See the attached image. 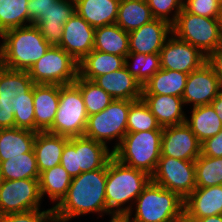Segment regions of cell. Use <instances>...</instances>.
Instances as JSON below:
<instances>
[{"label": "cell", "instance_id": "obj_1", "mask_svg": "<svg viewBox=\"0 0 222 222\" xmlns=\"http://www.w3.org/2000/svg\"><path fill=\"white\" fill-rule=\"evenodd\" d=\"M107 164L100 169L73 177L67 195L54 207L56 222H69L82 215H107L105 188Z\"/></svg>", "mask_w": 222, "mask_h": 222}, {"label": "cell", "instance_id": "obj_2", "mask_svg": "<svg viewBox=\"0 0 222 222\" xmlns=\"http://www.w3.org/2000/svg\"><path fill=\"white\" fill-rule=\"evenodd\" d=\"M150 180L151 176L144 171L126 166L112 157L107 163V215L110 218L125 217Z\"/></svg>", "mask_w": 222, "mask_h": 222}, {"label": "cell", "instance_id": "obj_3", "mask_svg": "<svg viewBox=\"0 0 222 222\" xmlns=\"http://www.w3.org/2000/svg\"><path fill=\"white\" fill-rule=\"evenodd\" d=\"M125 218L129 222H182L184 200L150 180Z\"/></svg>", "mask_w": 222, "mask_h": 222}, {"label": "cell", "instance_id": "obj_4", "mask_svg": "<svg viewBox=\"0 0 222 222\" xmlns=\"http://www.w3.org/2000/svg\"><path fill=\"white\" fill-rule=\"evenodd\" d=\"M50 46L33 24L5 31L2 34V66L29 71Z\"/></svg>", "mask_w": 222, "mask_h": 222}, {"label": "cell", "instance_id": "obj_5", "mask_svg": "<svg viewBox=\"0 0 222 222\" xmlns=\"http://www.w3.org/2000/svg\"><path fill=\"white\" fill-rule=\"evenodd\" d=\"M162 131L127 132L113 151V157L152 176L161 156Z\"/></svg>", "mask_w": 222, "mask_h": 222}, {"label": "cell", "instance_id": "obj_6", "mask_svg": "<svg viewBox=\"0 0 222 222\" xmlns=\"http://www.w3.org/2000/svg\"><path fill=\"white\" fill-rule=\"evenodd\" d=\"M113 157V151L93 139L71 137L65 144L60 164L73 178L80 173L103 168Z\"/></svg>", "mask_w": 222, "mask_h": 222}, {"label": "cell", "instance_id": "obj_7", "mask_svg": "<svg viewBox=\"0 0 222 222\" xmlns=\"http://www.w3.org/2000/svg\"><path fill=\"white\" fill-rule=\"evenodd\" d=\"M88 115L80 89L74 84L59 85V104L52 126L46 131L51 134L71 137L84 136Z\"/></svg>", "mask_w": 222, "mask_h": 222}, {"label": "cell", "instance_id": "obj_8", "mask_svg": "<svg viewBox=\"0 0 222 222\" xmlns=\"http://www.w3.org/2000/svg\"><path fill=\"white\" fill-rule=\"evenodd\" d=\"M172 33L198 48L206 57L222 46V34L218 19L198 16L184 8L172 24Z\"/></svg>", "mask_w": 222, "mask_h": 222}, {"label": "cell", "instance_id": "obj_9", "mask_svg": "<svg viewBox=\"0 0 222 222\" xmlns=\"http://www.w3.org/2000/svg\"><path fill=\"white\" fill-rule=\"evenodd\" d=\"M133 101L113 99L104 110L88 116L84 136L107 147L111 141L116 140L113 143L115 145H112L114 151L127 133L128 111Z\"/></svg>", "mask_w": 222, "mask_h": 222}, {"label": "cell", "instance_id": "obj_10", "mask_svg": "<svg viewBox=\"0 0 222 222\" xmlns=\"http://www.w3.org/2000/svg\"><path fill=\"white\" fill-rule=\"evenodd\" d=\"M34 84L69 85L79 75V63L60 46H50L29 69Z\"/></svg>", "mask_w": 222, "mask_h": 222}, {"label": "cell", "instance_id": "obj_11", "mask_svg": "<svg viewBox=\"0 0 222 222\" xmlns=\"http://www.w3.org/2000/svg\"><path fill=\"white\" fill-rule=\"evenodd\" d=\"M151 180L185 200L196 188L195 161L160 156Z\"/></svg>", "mask_w": 222, "mask_h": 222}, {"label": "cell", "instance_id": "obj_12", "mask_svg": "<svg viewBox=\"0 0 222 222\" xmlns=\"http://www.w3.org/2000/svg\"><path fill=\"white\" fill-rule=\"evenodd\" d=\"M41 202L39 179L2 180L0 216L40 209Z\"/></svg>", "mask_w": 222, "mask_h": 222}, {"label": "cell", "instance_id": "obj_13", "mask_svg": "<svg viewBox=\"0 0 222 222\" xmlns=\"http://www.w3.org/2000/svg\"><path fill=\"white\" fill-rule=\"evenodd\" d=\"M160 68L191 73L207 62V57L196 47L177 38H167L160 53Z\"/></svg>", "mask_w": 222, "mask_h": 222}, {"label": "cell", "instance_id": "obj_14", "mask_svg": "<svg viewBox=\"0 0 222 222\" xmlns=\"http://www.w3.org/2000/svg\"><path fill=\"white\" fill-rule=\"evenodd\" d=\"M222 88L220 77L206 62L199 69L188 74L184 93V105L190 108L209 105L217 97Z\"/></svg>", "mask_w": 222, "mask_h": 222}, {"label": "cell", "instance_id": "obj_15", "mask_svg": "<svg viewBox=\"0 0 222 222\" xmlns=\"http://www.w3.org/2000/svg\"><path fill=\"white\" fill-rule=\"evenodd\" d=\"M201 154V142L186 123L164 127L161 156L195 161Z\"/></svg>", "mask_w": 222, "mask_h": 222}, {"label": "cell", "instance_id": "obj_16", "mask_svg": "<svg viewBox=\"0 0 222 222\" xmlns=\"http://www.w3.org/2000/svg\"><path fill=\"white\" fill-rule=\"evenodd\" d=\"M94 38L95 28L75 12L64 24L63 36L58 46L79 63L93 50Z\"/></svg>", "mask_w": 222, "mask_h": 222}, {"label": "cell", "instance_id": "obj_17", "mask_svg": "<svg viewBox=\"0 0 222 222\" xmlns=\"http://www.w3.org/2000/svg\"><path fill=\"white\" fill-rule=\"evenodd\" d=\"M171 34L172 25L169 22L153 19L129 33V53L159 54Z\"/></svg>", "mask_w": 222, "mask_h": 222}, {"label": "cell", "instance_id": "obj_18", "mask_svg": "<svg viewBox=\"0 0 222 222\" xmlns=\"http://www.w3.org/2000/svg\"><path fill=\"white\" fill-rule=\"evenodd\" d=\"M222 214V185L196 187L184 200V221Z\"/></svg>", "mask_w": 222, "mask_h": 222}, {"label": "cell", "instance_id": "obj_19", "mask_svg": "<svg viewBox=\"0 0 222 222\" xmlns=\"http://www.w3.org/2000/svg\"><path fill=\"white\" fill-rule=\"evenodd\" d=\"M74 13V0H57L33 25L39 28L47 43L58 46L63 36V26Z\"/></svg>", "mask_w": 222, "mask_h": 222}, {"label": "cell", "instance_id": "obj_20", "mask_svg": "<svg viewBox=\"0 0 222 222\" xmlns=\"http://www.w3.org/2000/svg\"><path fill=\"white\" fill-rule=\"evenodd\" d=\"M35 132H46L53 124L59 104V85L34 84Z\"/></svg>", "mask_w": 222, "mask_h": 222}, {"label": "cell", "instance_id": "obj_21", "mask_svg": "<svg viewBox=\"0 0 222 222\" xmlns=\"http://www.w3.org/2000/svg\"><path fill=\"white\" fill-rule=\"evenodd\" d=\"M93 82L111 95L113 99L138 100L142 98L141 84L128 72L125 66L98 76Z\"/></svg>", "mask_w": 222, "mask_h": 222}, {"label": "cell", "instance_id": "obj_22", "mask_svg": "<svg viewBox=\"0 0 222 222\" xmlns=\"http://www.w3.org/2000/svg\"><path fill=\"white\" fill-rule=\"evenodd\" d=\"M142 99L162 128L185 123L187 114L182 97L142 94Z\"/></svg>", "mask_w": 222, "mask_h": 222}, {"label": "cell", "instance_id": "obj_23", "mask_svg": "<svg viewBox=\"0 0 222 222\" xmlns=\"http://www.w3.org/2000/svg\"><path fill=\"white\" fill-rule=\"evenodd\" d=\"M33 80L28 71L0 67V98L12 104L33 99Z\"/></svg>", "mask_w": 222, "mask_h": 222}, {"label": "cell", "instance_id": "obj_24", "mask_svg": "<svg viewBox=\"0 0 222 222\" xmlns=\"http://www.w3.org/2000/svg\"><path fill=\"white\" fill-rule=\"evenodd\" d=\"M75 12L93 28L116 24L120 0H74Z\"/></svg>", "mask_w": 222, "mask_h": 222}, {"label": "cell", "instance_id": "obj_25", "mask_svg": "<svg viewBox=\"0 0 222 222\" xmlns=\"http://www.w3.org/2000/svg\"><path fill=\"white\" fill-rule=\"evenodd\" d=\"M68 137L51 134L48 132H37L34 140L33 150L36 156L39 173L60 165V159Z\"/></svg>", "mask_w": 222, "mask_h": 222}, {"label": "cell", "instance_id": "obj_26", "mask_svg": "<svg viewBox=\"0 0 222 222\" xmlns=\"http://www.w3.org/2000/svg\"><path fill=\"white\" fill-rule=\"evenodd\" d=\"M124 66V57L92 50L79 62V76L93 81L98 76L111 73Z\"/></svg>", "mask_w": 222, "mask_h": 222}, {"label": "cell", "instance_id": "obj_27", "mask_svg": "<svg viewBox=\"0 0 222 222\" xmlns=\"http://www.w3.org/2000/svg\"><path fill=\"white\" fill-rule=\"evenodd\" d=\"M188 74L160 69L142 87V94L171 95L182 97Z\"/></svg>", "mask_w": 222, "mask_h": 222}, {"label": "cell", "instance_id": "obj_28", "mask_svg": "<svg viewBox=\"0 0 222 222\" xmlns=\"http://www.w3.org/2000/svg\"><path fill=\"white\" fill-rule=\"evenodd\" d=\"M71 180L72 177L61 164L41 172L39 191L42 200L47 195L53 203L52 208L56 207L67 195Z\"/></svg>", "mask_w": 222, "mask_h": 222}, {"label": "cell", "instance_id": "obj_29", "mask_svg": "<svg viewBox=\"0 0 222 222\" xmlns=\"http://www.w3.org/2000/svg\"><path fill=\"white\" fill-rule=\"evenodd\" d=\"M93 50L125 58L129 54V33L117 24L96 28Z\"/></svg>", "mask_w": 222, "mask_h": 222}, {"label": "cell", "instance_id": "obj_30", "mask_svg": "<svg viewBox=\"0 0 222 222\" xmlns=\"http://www.w3.org/2000/svg\"><path fill=\"white\" fill-rule=\"evenodd\" d=\"M185 123L201 143L222 130V121L211 104L191 108Z\"/></svg>", "mask_w": 222, "mask_h": 222}, {"label": "cell", "instance_id": "obj_31", "mask_svg": "<svg viewBox=\"0 0 222 222\" xmlns=\"http://www.w3.org/2000/svg\"><path fill=\"white\" fill-rule=\"evenodd\" d=\"M155 19L146 0H120L116 24L130 33Z\"/></svg>", "mask_w": 222, "mask_h": 222}, {"label": "cell", "instance_id": "obj_32", "mask_svg": "<svg viewBox=\"0 0 222 222\" xmlns=\"http://www.w3.org/2000/svg\"><path fill=\"white\" fill-rule=\"evenodd\" d=\"M0 174L2 180L39 179L34 150L23 153V156L0 157Z\"/></svg>", "mask_w": 222, "mask_h": 222}, {"label": "cell", "instance_id": "obj_33", "mask_svg": "<svg viewBox=\"0 0 222 222\" xmlns=\"http://www.w3.org/2000/svg\"><path fill=\"white\" fill-rule=\"evenodd\" d=\"M36 132L20 129H0V157L23 156L33 149Z\"/></svg>", "mask_w": 222, "mask_h": 222}, {"label": "cell", "instance_id": "obj_34", "mask_svg": "<svg viewBox=\"0 0 222 222\" xmlns=\"http://www.w3.org/2000/svg\"><path fill=\"white\" fill-rule=\"evenodd\" d=\"M125 67L143 87L144 84L161 69L160 55L129 53L125 57Z\"/></svg>", "mask_w": 222, "mask_h": 222}, {"label": "cell", "instance_id": "obj_35", "mask_svg": "<svg viewBox=\"0 0 222 222\" xmlns=\"http://www.w3.org/2000/svg\"><path fill=\"white\" fill-rule=\"evenodd\" d=\"M74 84L80 89L88 116L104 110L113 98L95 82L84 79L78 75Z\"/></svg>", "mask_w": 222, "mask_h": 222}, {"label": "cell", "instance_id": "obj_36", "mask_svg": "<svg viewBox=\"0 0 222 222\" xmlns=\"http://www.w3.org/2000/svg\"><path fill=\"white\" fill-rule=\"evenodd\" d=\"M28 0H0V34L28 26Z\"/></svg>", "mask_w": 222, "mask_h": 222}, {"label": "cell", "instance_id": "obj_37", "mask_svg": "<svg viewBox=\"0 0 222 222\" xmlns=\"http://www.w3.org/2000/svg\"><path fill=\"white\" fill-rule=\"evenodd\" d=\"M196 187L222 185V157L200 154L195 160Z\"/></svg>", "mask_w": 222, "mask_h": 222}, {"label": "cell", "instance_id": "obj_38", "mask_svg": "<svg viewBox=\"0 0 222 222\" xmlns=\"http://www.w3.org/2000/svg\"><path fill=\"white\" fill-rule=\"evenodd\" d=\"M150 130H163V128L142 98L133 101L128 111L127 132Z\"/></svg>", "mask_w": 222, "mask_h": 222}, {"label": "cell", "instance_id": "obj_39", "mask_svg": "<svg viewBox=\"0 0 222 222\" xmlns=\"http://www.w3.org/2000/svg\"><path fill=\"white\" fill-rule=\"evenodd\" d=\"M146 2L155 19L165 20L171 25L183 8V0H146Z\"/></svg>", "mask_w": 222, "mask_h": 222}, {"label": "cell", "instance_id": "obj_40", "mask_svg": "<svg viewBox=\"0 0 222 222\" xmlns=\"http://www.w3.org/2000/svg\"><path fill=\"white\" fill-rule=\"evenodd\" d=\"M35 209L0 216L1 222H56L54 208Z\"/></svg>", "mask_w": 222, "mask_h": 222}, {"label": "cell", "instance_id": "obj_41", "mask_svg": "<svg viewBox=\"0 0 222 222\" xmlns=\"http://www.w3.org/2000/svg\"><path fill=\"white\" fill-rule=\"evenodd\" d=\"M15 127L35 132L33 99L20 100L13 104Z\"/></svg>", "mask_w": 222, "mask_h": 222}, {"label": "cell", "instance_id": "obj_42", "mask_svg": "<svg viewBox=\"0 0 222 222\" xmlns=\"http://www.w3.org/2000/svg\"><path fill=\"white\" fill-rule=\"evenodd\" d=\"M221 0H183V8L194 15L218 19Z\"/></svg>", "mask_w": 222, "mask_h": 222}, {"label": "cell", "instance_id": "obj_43", "mask_svg": "<svg viewBox=\"0 0 222 222\" xmlns=\"http://www.w3.org/2000/svg\"><path fill=\"white\" fill-rule=\"evenodd\" d=\"M57 0H28V25L33 24L41 15L54 6Z\"/></svg>", "mask_w": 222, "mask_h": 222}, {"label": "cell", "instance_id": "obj_44", "mask_svg": "<svg viewBox=\"0 0 222 222\" xmlns=\"http://www.w3.org/2000/svg\"><path fill=\"white\" fill-rule=\"evenodd\" d=\"M201 154L208 157H222V130L201 143Z\"/></svg>", "mask_w": 222, "mask_h": 222}, {"label": "cell", "instance_id": "obj_45", "mask_svg": "<svg viewBox=\"0 0 222 222\" xmlns=\"http://www.w3.org/2000/svg\"><path fill=\"white\" fill-rule=\"evenodd\" d=\"M13 104L0 98V129L14 128Z\"/></svg>", "mask_w": 222, "mask_h": 222}, {"label": "cell", "instance_id": "obj_46", "mask_svg": "<svg viewBox=\"0 0 222 222\" xmlns=\"http://www.w3.org/2000/svg\"><path fill=\"white\" fill-rule=\"evenodd\" d=\"M207 63L213 68L222 82V46L207 56Z\"/></svg>", "mask_w": 222, "mask_h": 222}, {"label": "cell", "instance_id": "obj_47", "mask_svg": "<svg viewBox=\"0 0 222 222\" xmlns=\"http://www.w3.org/2000/svg\"><path fill=\"white\" fill-rule=\"evenodd\" d=\"M212 107L216 111L218 117L222 121V88L217 97L211 102Z\"/></svg>", "mask_w": 222, "mask_h": 222}, {"label": "cell", "instance_id": "obj_48", "mask_svg": "<svg viewBox=\"0 0 222 222\" xmlns=\"http://www.w3.org/2000/svg\"><path fill=\"white\" fill-rule=\"evenodd\" d=\"M195 222H222V215H213L204 218H199Z\"/></svg>", "mask_w": 222, "mask_h": 222}, {"label": "cell", "instance_id": "obj_49", "mask_svg": "<svg viewBox=\"0 0 222 222\" xmlns=\"http://www.w3.org/2000/svg\"><path fill=\"white\" fill-rule=\"evenodd\" d=\"M109 222H129L125 217H113Z\"/></svg>", "mask_w": 222, "mask_h": 222}, {"label": "cell", "instance_id": "obj_50", "mask_svg": "<svg viewBox=\"0 0 222 222\" xmlns=\"http://www.w3.org/2000/svg\"><path fill=\"white\" fill-rule=\"evenodd\" d=\"M218 21H219V26H220L221 34H222V4H221V7H220Z\"/></svg>", "mask_w": 222, "mask_h": 222}, {"label": "cell", "instance_id": "obj_51", "mask_svg": "<svg viewBox=\"0 0 222 222\" xmlns=\"http://www.w3.org/2000/svg\"><path fill=\"white\" fill-rule=\"evenodd\" d=\"M0 67L2 66V54H3V51H2V34H0Z\"/></svg>", "mask_w": 222, "mask_h": 222}, {"label": "cell", "instance_id": "obj_52", "mask_svg": "<svg viewBox=\"0 0 222 222\" xmlns=\"http://www.w3.org/2000/svg\"><path fill=\"white\" fill-rule=\"evenodd\" d=\"M1 182H2V177H1V174H0V185H1Z\"/></svg>", "mask_w": 222, "mask_h": 222}]
</instances>
